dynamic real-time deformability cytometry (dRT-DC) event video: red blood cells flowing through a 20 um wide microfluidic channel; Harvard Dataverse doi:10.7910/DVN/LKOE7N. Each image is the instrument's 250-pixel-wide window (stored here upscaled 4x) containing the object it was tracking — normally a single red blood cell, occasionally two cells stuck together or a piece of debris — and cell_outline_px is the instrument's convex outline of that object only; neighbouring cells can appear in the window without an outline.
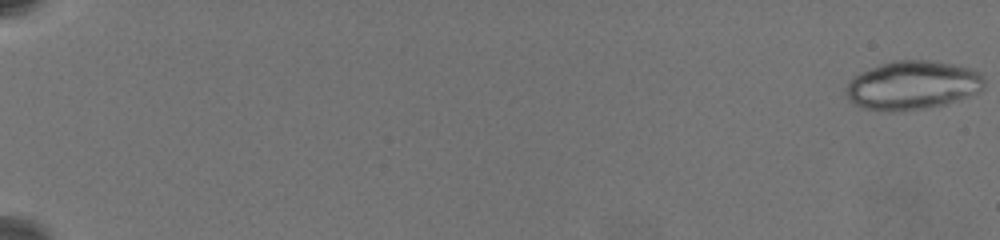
{"species": "common noctule bat (a hibernating species)", "species_latin": "Nyctalus noctula", "temperature_condition": "warm", "stored_images_in_passage": 42, "camera_frame_rate_fps": 3000, "um_per_image_px": 0.085, "animal": {"sex": "female", "body_mass_g": 19.5, "forearm_length_mm": 54.1}, "frame": {"image": 1, "passage_image": 1, "time_ms": 0.0, "image_size_px": [1000, 240], "cell_outline_px": [[984, 88], [980, 92], [944, 104], [896, 112], [888, 112], [864, 108], [848, 100], [844, 92], [848, 84], [856, 76], [872, 68], [892, 60], [924, 60], [948, 64], [968, 68], [980, 72], [984, 76]], "centroid_in_image_um": [77.57, 7.26], "position_along_channel_um": 7.4, "area_um2": 38.78}}